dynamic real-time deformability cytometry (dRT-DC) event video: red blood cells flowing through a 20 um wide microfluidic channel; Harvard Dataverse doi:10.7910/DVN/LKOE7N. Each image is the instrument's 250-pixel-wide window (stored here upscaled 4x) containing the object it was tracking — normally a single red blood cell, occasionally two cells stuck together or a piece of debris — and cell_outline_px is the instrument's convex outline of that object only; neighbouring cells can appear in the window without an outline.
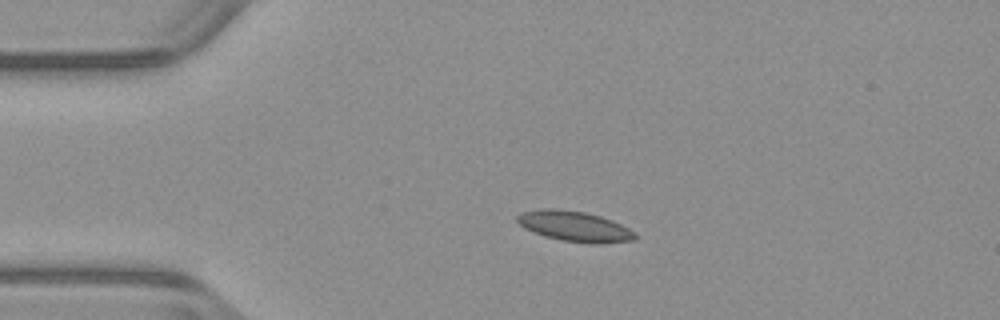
{"species": "common noctule bat (a hibernating species)", "species_latin": "Nyctalus noctula", "temperature_condition": "warm", "stored_images_in_passage": 42, "camera_frame_rate_fps": 3000, "um_per_image_px": 0.085, "animal": {"sex": "male", "body_mass_g": 23.1, "forearm_length_mm": 52.7}, "frame": {"image": 1, "passage_image": 1, "time_ms": 0.0, "image_size_px": [1000, 320], "cell_outline_px": [[640, 236], [636, 240], [600, 244], [588, 244], [560, 240], [544, 236], [524, 228], [516, 220], [516, 216], [520, 212], [540, 208], [556, 208], [584, 212], [600, 216], [612, 220], [636, 232]], "centroid_in_image_um": [48.86, 19.24], "position_along_channel_um": 36.1, "area_um2": 21.27}}
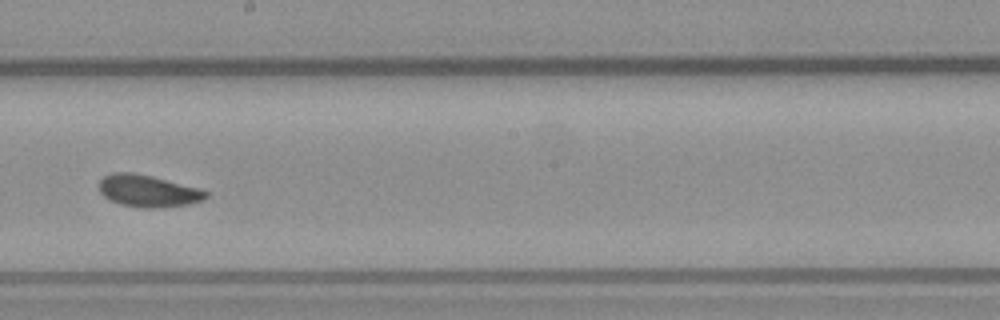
{"frame": {"image": 2, "passage_image": 19, "time_ms": 6.0, "image_size_px": [1000, 320], "cell_outline_px": [[208, 196], [204, 200], [188, 204], [152, 208], [140, 208], [120, 204], [104, 196], [100, 192], [100, 180], [104, 176], [112, 172], [132, 172], [152, 176], [200, 188], [208, 192]], "centroid_in_image_um": [12.6, 16.22], "position_along_channel_um": 235.6, "area_um2": 19.88}}
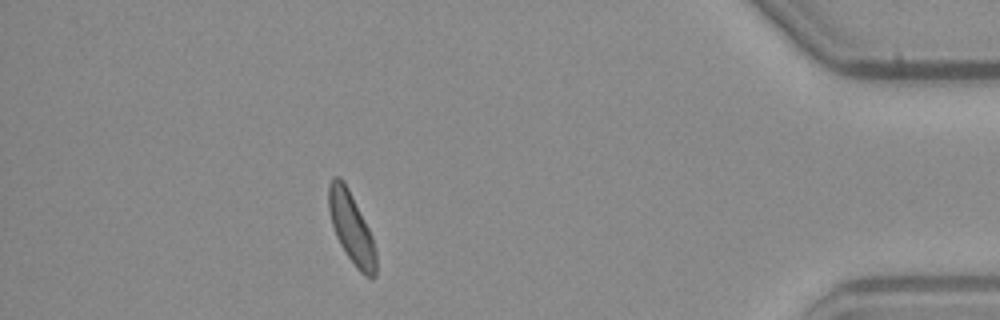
{"frame": {"image": 3, "passage_image": 36, "time_ms": 11.667, "image_size_px": [1000, 320], "cell_outline_px": [[376, 276], [372, 280], [364, 276], [356, 268], [340, 244], [336, 236], [332, 224], [328, 208], [328, 184], [332, 176], [340, 176], [344, 180], [372, 236], [376, 252]], "centroid_in_image_um": [29.86, 19.37], "position_along_channel_um": 405.3, "area_um2": 19.59}, "authors_computed_cell_mechanics": {"area_um2": 19.7387, "velocity_mm_per_s": 3.9252, "shape_relaxation_time_tau1_ms": 3.4957, "shape_relaxation_time_tau2_ms": 3.2791, "deformation_change_tau1": 0.0838, "deformation_change_tau2": 0.088}}